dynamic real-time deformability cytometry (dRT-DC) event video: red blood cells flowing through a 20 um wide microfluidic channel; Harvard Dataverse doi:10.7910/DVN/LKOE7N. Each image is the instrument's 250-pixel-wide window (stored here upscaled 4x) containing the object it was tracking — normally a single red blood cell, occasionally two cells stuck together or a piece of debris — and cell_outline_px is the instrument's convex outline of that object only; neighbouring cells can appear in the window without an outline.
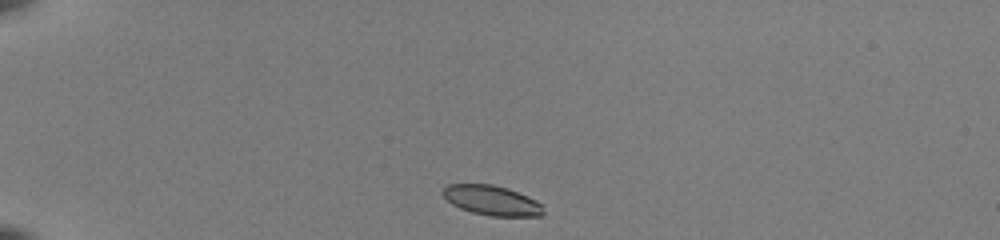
{"species": "common noctule bat (a hibernating species)", "species_latin": "Nyctalus noctula", "temperature_condition": "room temperature", "stored_images_in_passage": 39, "camera_frame_rate_fps": 3000, "um_per_image_px": 0.085, "animal": {"sex": "female", "body_mass_g": 22.0, "forearm_length_mm": 56.7}, "frame": {"image": 1, "passage_image": 1, "time_ms": 0.0, "image_size_px": [1000, 240], "cell_outline_px": [[544, 216], [492, 216], [472, 212], [460, 208], [452, 204], [440, 192], [448, 184], [492, 184], [508, 188], [536, 200], [544, 204]], "centroid_in_image_um": [41.84, 17.03], "position_along_channel_um": 43.2, "area_um2": 17.57}}
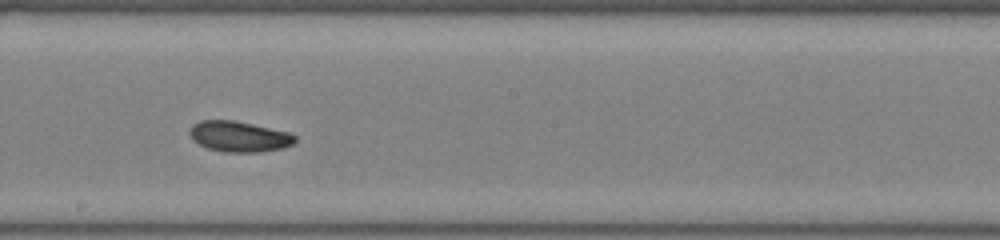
{"frame": {"image": 2, "passage_image": 19, "time_ms": 6.0, "image_size_px": [1000, 240], "cell_outline_px": [[296, 140], [292, 144], [284, 148], [260, 152], [224, 152], [208, 148], [192, 140], [188, 132], [192, 124], [200, 120], [232, 120], [252, 124], [288, 132], [296, 136]], "centroid_in_image_um": [20.3, 11.6], "position_along_channel_um": 227.9, "area_um2": 18.84}}
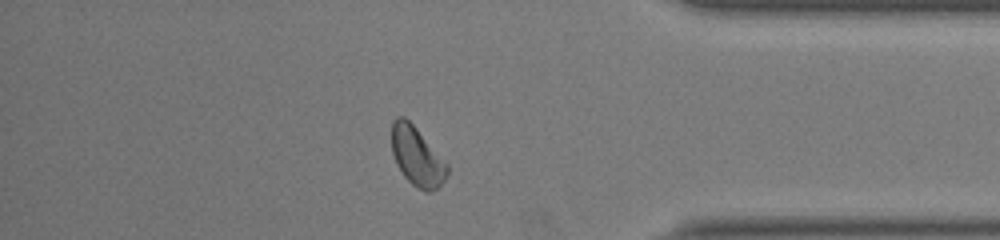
{"frame": {"image": 3, "passage_image": 33, "time_ms": 10.667, "image_size_px": [1000, 240], "cell_outline_px": [[448, 172], [444, 180], [432, 192], [424, 192], [416, 188], [404, 176], [396, 164], [392, 152], [392, 120], [396, 116], [404, 116], [416, 128], [448, 164]], "centroid_in_image_um": [35.43, 13.31], "position_along_channel_um": 399.8, "area_um2": 19.02}, "authors_computed_cell_mechanics": {"area_um2": 18.785, "velocity_mm_per_s": 3.9881, "shape_relaxation_time_tau1_ms": 3.1871, "shape_relaxation_time_tau2_ms": 9.0565, "deformation_change_tau1": 0.0835, "deformation_change_tau2": 0.111}}